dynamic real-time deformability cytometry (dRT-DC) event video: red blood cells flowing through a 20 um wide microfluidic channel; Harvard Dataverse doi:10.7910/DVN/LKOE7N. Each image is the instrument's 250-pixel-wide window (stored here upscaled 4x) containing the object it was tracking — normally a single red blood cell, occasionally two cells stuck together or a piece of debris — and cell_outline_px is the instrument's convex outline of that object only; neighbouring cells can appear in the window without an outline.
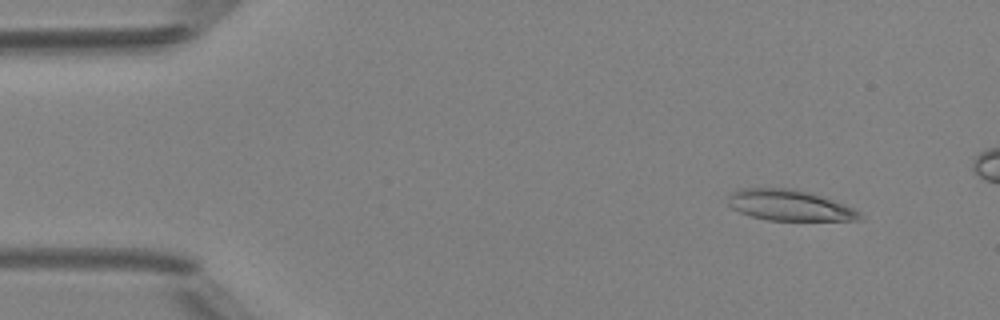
{"species": "Egyptian fruit bat (a non-hibernating species)", "species_latin": "Rousettus aegyptiacus", "temperature_condition": "room temperature", "stored_images_in_passage": 46, "camera_frame_rate_fps": 3000, "um_per_image_px": 0.085, "animal": {"sex": "female"}, "frame": {"image": 1, "passage_image": 5, "time_ms": 1.333, "image_size_px": [1000, 320], "cell_outline_px": [[864, 220], [768, 220], [748, 216], [732, 208], [728, 204], [728, 196], [736, 188], [796, 188], [844, 204], [860, 212]], "centroid_in_image_um": [67.06, 17.44], "position_along_channel_um": 17.9, "area_um2": 23.7}}
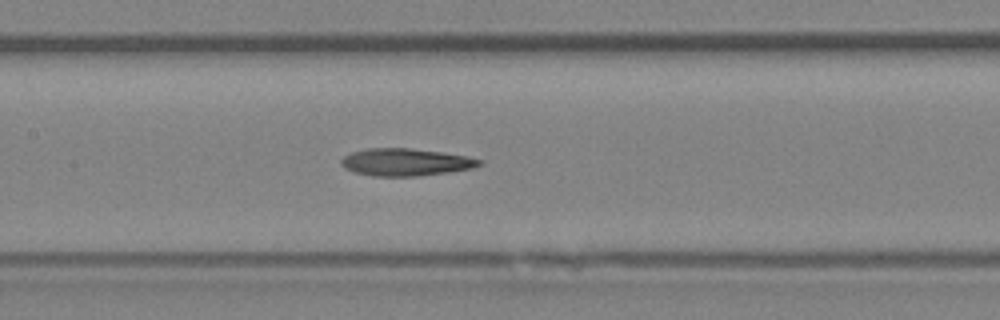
{"frame": {"image": 2, "passage_image": 23, "time_ms": 7.333, "image_size_px": [1000, 320], "cell_outline_px": [[484, 164], [472, 168], [448, 172], [416, 176], [372, 176], [356, 172], [344, 168], [340, 164], [340, 160], [344, 156], [352, 152], [368, 148], [408, 148], [440, 152], [468, 156], [484, 160]], "centroid_in_image_um": [34.49, 13.78], "position_along_channel_um": 172.9, "area_um2": 22.02}}
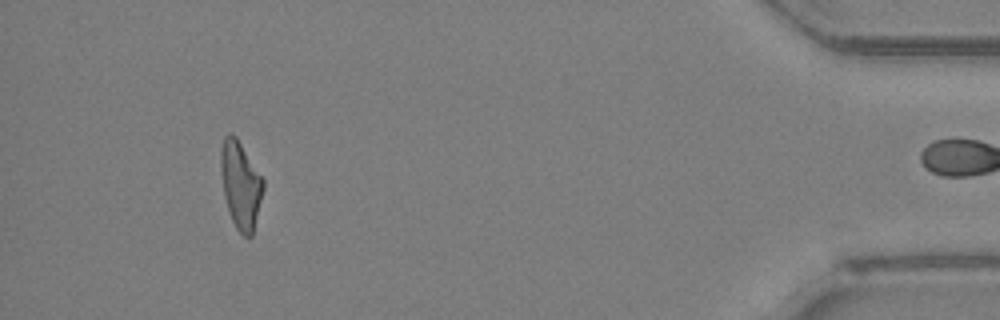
{"frame": {"image": 3, "passage_image": 45, "time_ms": 14.667, "image_size_px": [1000, 320], "cell_outline_px": [[264, 188], [252, 236], [244, 236], [236, 228], [232, 220], [224, 196], [220, 168], [220, 148], [224, 136], [228, 132], [232, 132], [236, 136], [264, 180]], "centroid_in_image_um": [20.43, 15.67], "position_along_channel_um": 414.8, "area_um2": 21.56}, "authors_computed_cell_mechanics": {"area_um2": 22.1952, "velocity_mm_per_s": 4.2295, "shape_relaxation_time_tau1_ms": 7.4585, "shape_relaxation_time_tau2_ms": 5.0917, "deformation_change_tau1": 0.2367, "deformation_change_tau2": 0.1749}}